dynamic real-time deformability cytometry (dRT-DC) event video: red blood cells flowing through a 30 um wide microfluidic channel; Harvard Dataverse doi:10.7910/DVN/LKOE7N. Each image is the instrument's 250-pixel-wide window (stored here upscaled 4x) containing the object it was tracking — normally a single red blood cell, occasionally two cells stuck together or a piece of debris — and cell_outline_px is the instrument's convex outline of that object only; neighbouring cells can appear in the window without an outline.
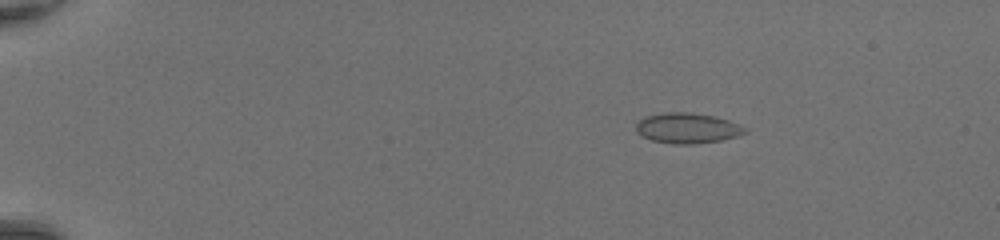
{"species": "common noctule bat (a hibernating species)", "species_latin": "Nyctalus noctula", "temperature_condition": "room temperature", "stored_images_in_passage": 51, "camera_frame_rate_fps": 3000, "um_per_image_px": 0.085, "animal": {"sex": "female", "body_mass_g": 20.0, "forearm_length_mm": 54.0}, "frame": {"image": 1, "passage_image": 10, "time_ms": 3.0, "image_size_px": [1000, 240], "cell_outline_px": [[748, 132], [740, 136], [720, 140], [696, 144], [672, 144], [652, 140], [640, 136], [636, 132], [636, 124], [644, 116], [664, 112], [692, 112], [716, 116], [740, 124], [748, 128]], "centroid_in_image_um": [58.45, 10.89], "position_along_channel_um": 26.5, "area_um2": 19.71}}
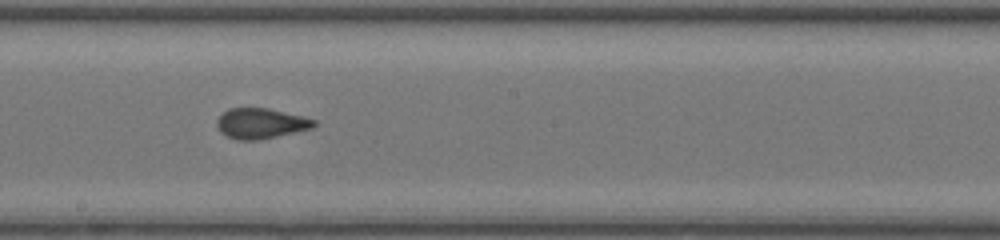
{"frame": {"image": 2, "passage_image": 31, "time_ms": 10.0, "image_size_px": [1000, 240], "cell_outline_px": [[316, 124], [312, 128], [276, 136], [256, 140], [236, 140], [220, 132], [216, 124], [216, 120], [228, 108], [268, 108], [304, 116], [316, 120]], "centroid_in_image_um": [22.16, 10.48], "position_along_channel_um": 226.0, "area_um2": 17.11}}
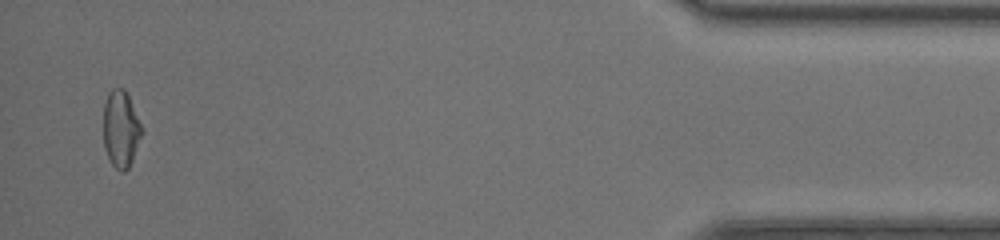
{"frame": {"image": 3, "passage_image": 49, "time_ms": 16.0, "image_size_px": [1000, 240], "cell_outline_px": [[144, 132], [132, 160], [128, 168], [124, 172], [120, 172], [112, 164], [104, 148], [104, 104], [108, 92], [112, 88], [124, 88], [128, 96]], "centroid_in_image_um": [10.27, 10.97], "position_along_channel_um": 424.9, "area_um2": 17.11}}